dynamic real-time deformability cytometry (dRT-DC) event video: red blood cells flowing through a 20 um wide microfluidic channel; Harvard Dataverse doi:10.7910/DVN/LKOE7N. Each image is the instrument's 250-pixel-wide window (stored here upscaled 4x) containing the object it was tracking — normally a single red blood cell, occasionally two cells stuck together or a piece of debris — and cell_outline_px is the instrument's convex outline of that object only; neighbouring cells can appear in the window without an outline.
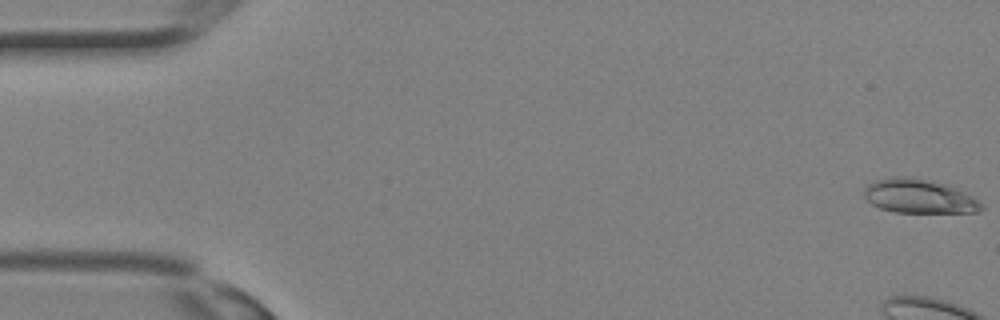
{"species": "Egyptian fruit bat (a non-hibernating species)", "species_latin": "Rousettus aegyptiacus", "temperature_condition": "room temperature", "stored_images_in_passage": 34, "camera_frame_rate_fps": 3000, "um_per_image_px": 0.085, "animal": {"sex": "female"}, "frame": {"image": 1, "passage_image": 1, "time_ms": 0.0, "image_size_px": [1000, 320], "cell_outline_px": [[984, 208], [980, 212], [896, 212], [880, 208], [872, 204], [864, 196], [864, 188], [868, 184], [876, 180], [892, 176], [912, 176], [932, 180], [944, 184], [972, 196], [984, 204]], "centroid_in_image_um": [78.11, 16.67], "position_along_channel_um": 6.9, "area_um2": 23.29}}
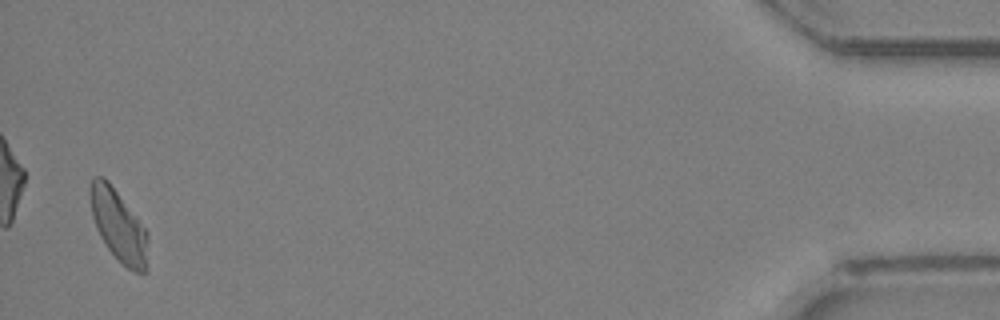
{"frame": {"image": 2, "passage_image": 34, "time_ms": 11.0, "image_size_px": [1000, 320], "cell_outline_px": [[148, 240], [144, 272], [136, 272], [128, 268], [108, 248], [100, 236], [96, 228], [92, 216], [88, 192], [88, 188], [92, 176], [104, 176], [108, 180], [148, 232]], "centroid_in_image_um": [10.02, 19.08], "position_along_channel_um": 425.2, "area_um2": 23.81}}